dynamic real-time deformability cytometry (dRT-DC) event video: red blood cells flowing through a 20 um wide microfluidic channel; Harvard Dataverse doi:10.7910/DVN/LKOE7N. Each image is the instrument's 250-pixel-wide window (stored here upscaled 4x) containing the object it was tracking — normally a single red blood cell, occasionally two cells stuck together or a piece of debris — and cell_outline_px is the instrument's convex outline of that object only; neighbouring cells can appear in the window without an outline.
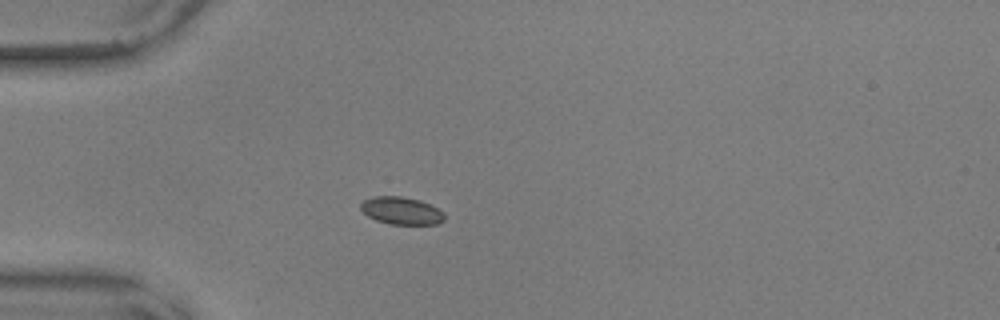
{"species": "common noctule bat (a hibernating species)", "species_latin": "Nyctalus noctula", "temperature_condition": "warm", "stored_images_in_passage": 41, "camera_frame_rate_fps": 3000, "um_per_image_px": 0.085, "animal": {"sex": "male", "body_mass_g": 17.9, "forearm_length_mm": 54.2}, "frame": {"image": 1, "passage_image": 1, "time_ms": 0.0, "image_size_px": [1000, 320], "cell_outline_px": [[444, 220], [436, 224], [388, 224], [376, 220], [368, 216], [360, 208], [360, 204], [364, 200], [372, 196], [400, 196], [420, 200], [444, 212]], "centroid_in_image_um": [34.09, 17.91], "position_along_channel_um": 50.9, "area_um2": 13.35}}
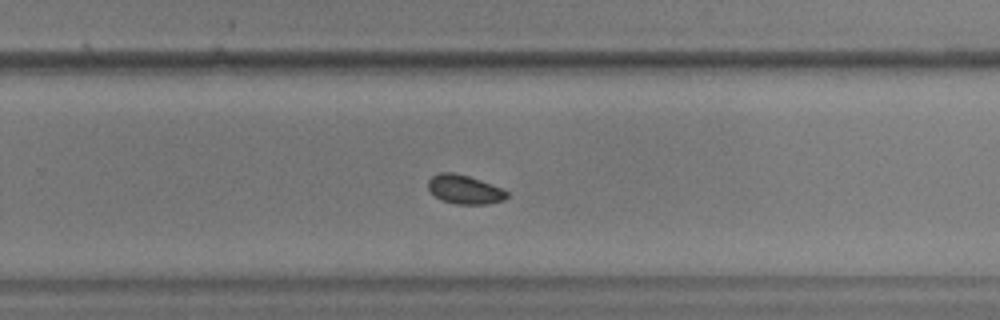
{"frame": {"image": 2, "passage_image": 22, "time_ms": 7.0, "image_size_px": [1000, 320], "cell_outline_px": [[508, 196], [504, 200], [488, 204], [456, 204], [444, 200], [436, 196], [428, 188], [428, 180], [432, 176], [440, 172], [452, 172], [468, 176], [480, 180], [500, 188], [508, 192]], "centroid_in_image_um": [39.49, 16.1], "position_along_channel_um": 290.3, "area_um2": 13.06}}
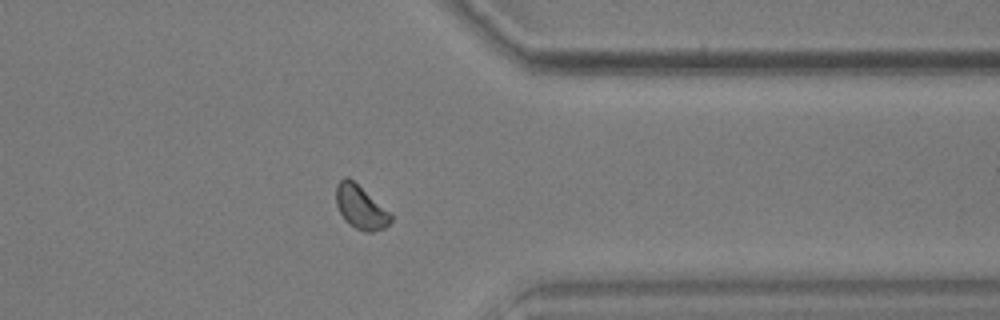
{"frame": {"image": 3, "passage_image": 30, "time_ms": 9.667, "image_size_px": [1000, 320], "cell_outline_px": [[392, 220], [384, 228], [372, 232], [364, 232], [348, 224], [344, 220], [336, 204], [336, 184], [344, 176], [348, 176], [392, 212]], "centroid_in_image_um": [30.66, 17.6], "position_along_channel_um": 380.7, "area_um2": 14.16}}